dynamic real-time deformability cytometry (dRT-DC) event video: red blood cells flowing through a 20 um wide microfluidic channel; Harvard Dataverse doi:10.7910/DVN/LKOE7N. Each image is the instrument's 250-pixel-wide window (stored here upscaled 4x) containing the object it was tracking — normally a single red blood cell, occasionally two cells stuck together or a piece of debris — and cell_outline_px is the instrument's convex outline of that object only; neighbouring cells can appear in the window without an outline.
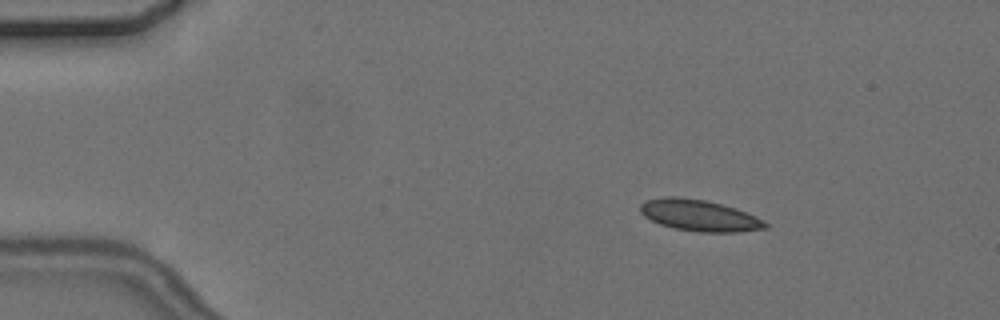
{"species": "common noctule bat (a hibernating species)", "species_latin": "Nyctalus noctula", "temperature_condition": "cold", "stored_images_in_passage": 6, "camera_frame_rate_fps": 3000, "um_per_image_px": 0.085, "animal": {"sex": "female", "body_mass_g": 24.6, "forearm_length_mm": 56.2}, "frame": {"image": 1, "passage_image": 3, "time_ms": 2.333, "image_size_px": [1000, 320], "cell_outline_px": [[768, 228], [736, 232], [700, 232], [676, 228], [660, 224], [644, 216], [640, 212], [640, 204], [644, 200], [664, 196], [676, 196], [704, 200], [736, 208], [756, 216], [764, 220], [768, 224]], "centroid_in_image_um": [59.44, 18.3], "position_along_channel_um": 25.6, "area_um2": 22.83}}